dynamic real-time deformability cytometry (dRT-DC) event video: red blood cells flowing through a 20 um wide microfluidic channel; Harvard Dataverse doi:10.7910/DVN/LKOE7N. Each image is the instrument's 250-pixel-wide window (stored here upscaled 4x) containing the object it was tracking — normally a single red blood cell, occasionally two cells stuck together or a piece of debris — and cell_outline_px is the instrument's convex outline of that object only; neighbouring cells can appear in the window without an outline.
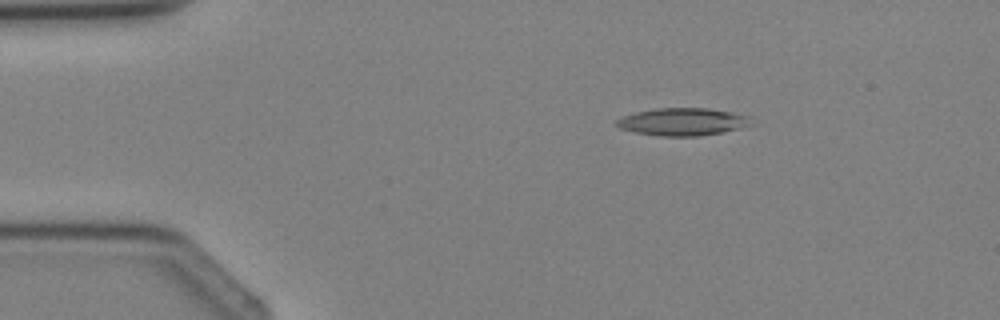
{"species": "Egyptian fruit bat (a non-hibernating species)", "species_latin": "Rousettus aegyptiacus", "temperature_condition": "cold", "stored_images_in_passage": 2, "camera_frame_rate_fps": 3000, "um_per_image_px": 0.085, "animal": {"sex": "female"}, "frame": {"image": 1, "passage_image": 1, "time_ms": 0.0, "image_size_px": [1000, 320], "cell_outline_px": [[756, 124], [724, 132], [700, 136], [660, 136], [636, 132], [620, 128], [616, 124], [616, 120], [624, 116], [636, 112], [656, 108], [708, 108], [732, 112], [748, 116]], "centroid_in_image_um": [58.09, 10.35], "position_along_channel_um": 26.9, "area_um2": 21.68}}
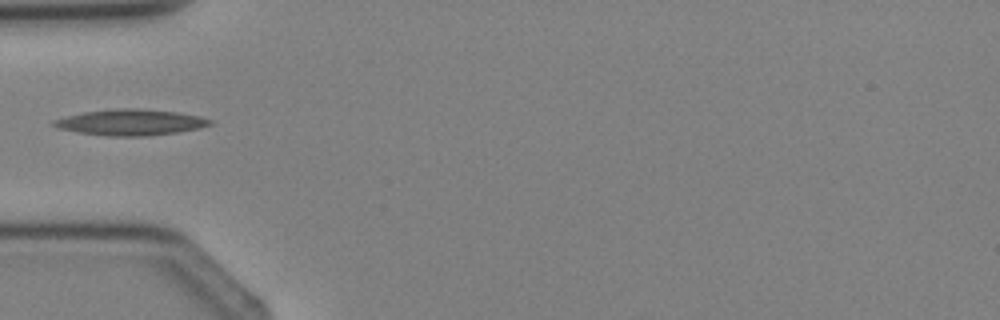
{"frame": {"image": 2, "passage_image": 2, "time_ms": 2.0, "image_size_px": [1000, 320], "cell_outline_px": [[212, 124], [200, 128], [176, 132], [148, 136], [108, 136], [80, 132], [60, 128], [52, 124], [52, 120], [84, 112], [120, 108], [140, 108], [176, 112], [200, 116], [212, 120]], "centroid_in_image_um": [11.14, 10.39], "position_along_channel_um": 73.9, "area_um2": 23.41}}